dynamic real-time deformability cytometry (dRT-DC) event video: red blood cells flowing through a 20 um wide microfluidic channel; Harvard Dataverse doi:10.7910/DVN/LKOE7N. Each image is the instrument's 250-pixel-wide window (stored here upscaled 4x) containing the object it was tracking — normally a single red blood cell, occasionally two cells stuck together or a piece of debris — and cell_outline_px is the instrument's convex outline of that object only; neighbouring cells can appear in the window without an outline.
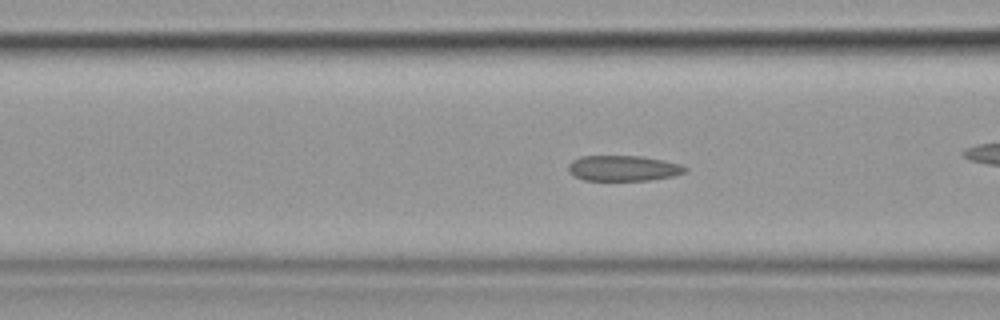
{"species": "common noctule bat (a hibernating species)", "species_latin": "Nyctalus noctula", "temperature_condition": "cold", "stored_images_in_passage": 49, "camera_frame_rate_fps": 3000, "um_per_image_px": 0.085, "animal": {"sex": "female", "body_mass_g": 19.9}, "frame": {"image": 1, "passage_image": 15, "time_ms": 4.667, "image_size_px": [1000, 320], "cell_outline_px": [[688, 172], [672, 176], [648, 180], [584, 180], [568, 172], [568, 164], [572, 160], [580, 156], [640, 156], [664, 160], [680, 164], [688, 168]], "centroid_in_image_um": [52.98, 14.29], "position_along_channel_um": 113.6, "area_um2": 17.4}}
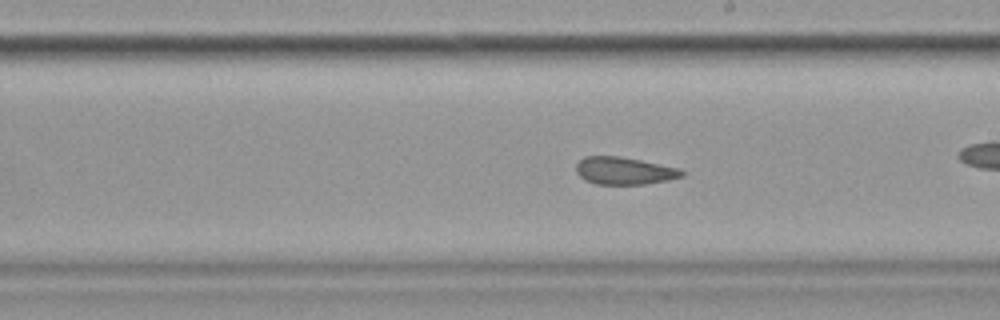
{"frame": {"image": 2, "passage_image": 25, "time_ms": 8.0, "image_size_px": [1000, 320], "cell_outline_px": [[684, 176], [668, 180], [644, 184], [596, 184], [584, 180], [576, 172], [576, 164], [584, 156], [620, 156], [680, 168], [684, 172]], "centroid_in_image_um": [53.05, 14.51], "position_along_channel_um": 235.9, "area_um2": 16.94}}
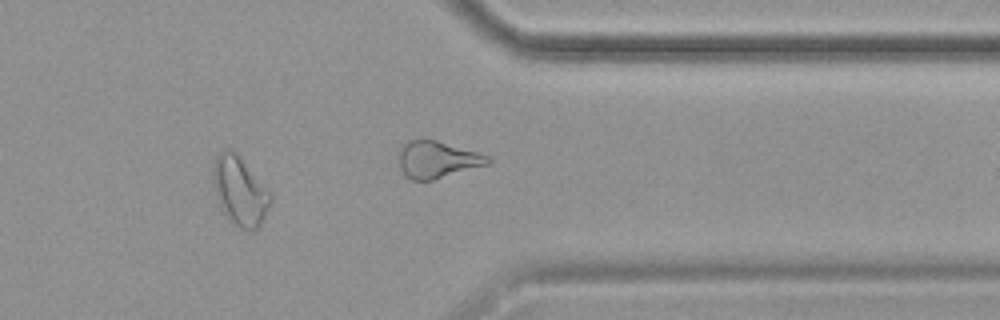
{"frame": {"image": 3, "passage_image": 39, "time_ms": 12.667, "image_size_px": [1000, 320], "cell_outline_px": [[272, 200], [260, 224], [256, 228], [248, 232], [240, 228], [228, 220], [220, 208], [216, 196], [212, 180], [212, 172], [216, 156], [224, 148], [228, 148], [236, 152], [272, 192]], "centroid_in_image_um": [20.38, 16.23], "position_along_channel_um": 391.0, "area_um2": 23.35}}